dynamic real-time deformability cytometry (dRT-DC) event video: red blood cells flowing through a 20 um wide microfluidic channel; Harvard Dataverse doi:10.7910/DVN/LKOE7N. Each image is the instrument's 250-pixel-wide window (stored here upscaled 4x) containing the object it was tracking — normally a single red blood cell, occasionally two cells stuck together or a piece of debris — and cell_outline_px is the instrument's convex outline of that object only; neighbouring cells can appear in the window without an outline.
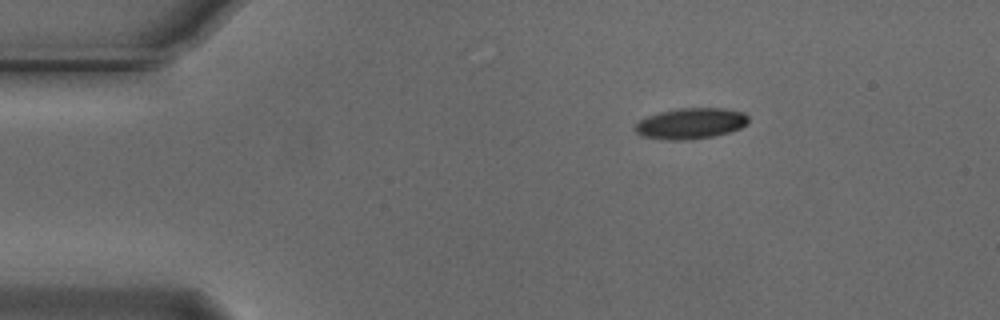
{"species": "Egyptian fruit bat (a non-hibernating species)", "species_latin": "Rousettus aegyptiacus", "temperature_condition": "cold", "stored_images_in_passage": 45, "camera_frame_rate_fps": 3000, "um_per_image_px": 0.085, "animal": {"sex": "male"}, "frame": {"image": 1, "passage_image": 1, "time_ms": 0.0, "image_size_px": [1000, 320], "cell_outline_px": [[748, 124], [740, 128], [728, 132], [712, 136], [684, 140], [660, 140], [640, 136], [632, 128], [640, 120], [648, 116], [660, 112], [676, 108], [724, 108], [744, 112], [748, 116]], "centroid_in_image_um": [58.68, 10.49], "position_along_channel_um": 26.3, "area_um2": 20.58}}
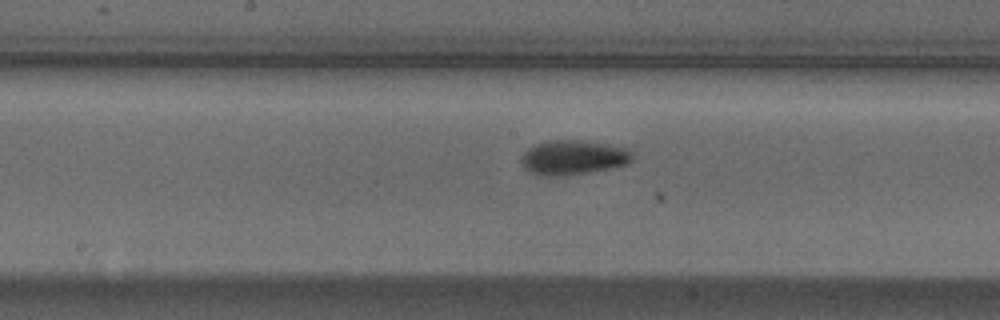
{"frame": {"image": 2, "passage_image": 20, "time_ms": 6.333, "image_size_px": [1000, 320], "cell_outline_px": [[632, 160], [624, 164], [608, 168], [588, 172], [564, 176], [544, 176], [532, 172], [524, 168], [520, 160], [524, 152], [528, 148], [536, 144], [548, 140], [572, 140], [604, 144], [628, 148], [632, 152]], "centroid_in_image_um": [48.68, 13.39], "position_along_channel_um": 199.5, "area_um2": 22.02}}
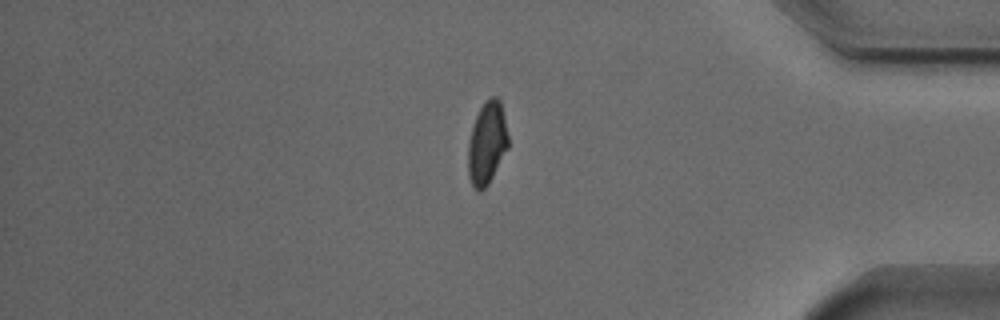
{"frame": {"image": 3, "passage_image": 38, "time_ms": 12.333, "image_size_px": [1000, 320], "cell_outline_px": [[508, 148], [488, 184], [480, 192], [472, 184], [468, 176], [468, 144], [472, 128], [476, 116], [480, 108], [492, 96], [496, 96], [500, 100], [504, 116], [508, 136]], "centroid_in_image_um": [41.39, 12.17], "position_along_channel_um": 393.8, "area_um2": 19.02}, "authors_computed_cell_mechanics": {"area_um2": 20.7502, "velocity_mm_per_s": 3.7353, "shape_relaxation_time_tau1_ms": 4.1224, "shape_relaxation_time_tau2_ms": 5.4879, "deformation_change_tau1": 0.1065, "deformation_change_tau2": 0.0991}}